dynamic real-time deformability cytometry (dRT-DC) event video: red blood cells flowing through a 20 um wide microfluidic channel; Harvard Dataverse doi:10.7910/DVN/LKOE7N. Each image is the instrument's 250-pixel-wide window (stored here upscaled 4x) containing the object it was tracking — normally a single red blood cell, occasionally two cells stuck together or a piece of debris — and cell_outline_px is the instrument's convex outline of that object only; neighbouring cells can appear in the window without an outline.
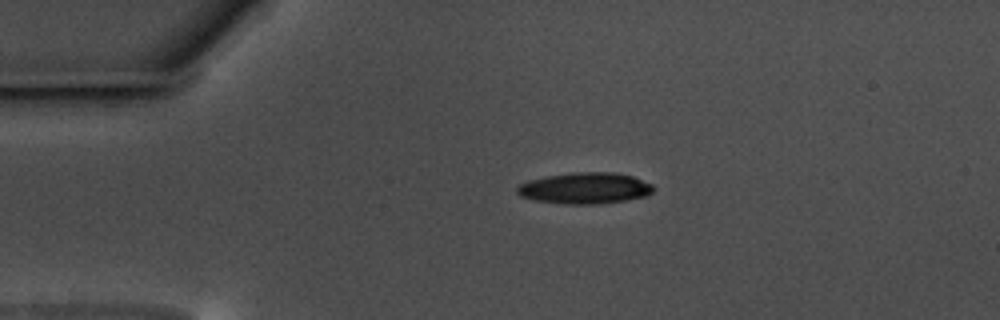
{"species": "common noctule bat (a hibernating species)", "species_latin": "Nyctalus noctula", "temperature_condition": "warm", "stored_images_in_passage": 47, "camera_frame_rate_fps": 3000, "um_per_image_px": 0.085, "animal": {"sex": "male", "body_mass_g": 17.5, "forearm_length_mm": 52.3}, "frame": {"image": 1, "passage_image": 1, "time_ms": 0.0, "image_size_px": [1000, 320], "cell_outline_px": [[656, 188], [648, 196], [624, 200], [596, 204], [568, 204], [532, 200], [520, 196], [516, 192], [516, 188], [520, 184], [528, 180], [544, 176], [572, 172], [616, 172], [632, 176], [652, 184]], "centroid_in_image_um": [49.71, 15.99], "position_along_channel_um": 35.3, "area_um2": 25.03}}
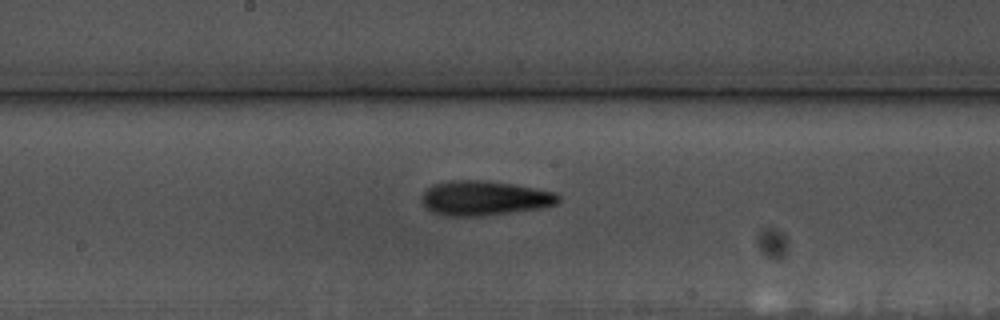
{"frame": {"image": 2, "passage_image": 19, "time_ms": 6.0, "image_size_px": [1000, 320], "cell_outline_px": [[560, 200], [556, 204], [540, 208], [476, 216], [448, 216], [432, 212], [424, 204], [424, 192], [428, 188], [436, 184], [448, 180], [488, 180], [512, 184], [556, 192], [560, 196]], "centroid_in_image_um": [41.2, 16.83], "position_along_channel_um": 207.0, "area_um2": 27.17}}
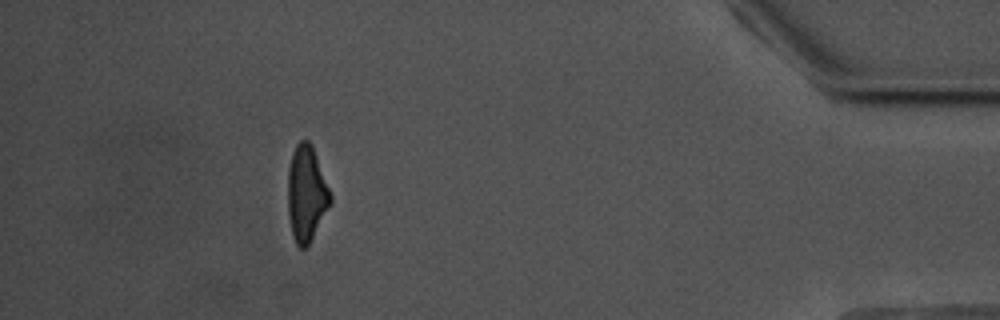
{"frame": {"image": 3, "passage_image": 41, "time_ms": 13.333, "image_size_px": [1000, 320], "cell_outline_px": [[332, 204], [308, 244], [304, 248], [300, 248], [296, 244], [292, 236], [288, 216], [288, 168], [292, 152], [296, 144], [300, 140], [308, 140], [312, 144], [332, 196]], "centroid_in_image_um": [26.04, 16.45], "position_along_channel_um": 409.2, "area_um2": 23.93}, "authors_computed_cell_mechanics": {"area_um2": 24.9696, "velocity_mm_per_s": 3.5256, "shape_relaxation_time_tau1_ms": 4.31, "shape_relaxation_time_tau2_ms": 6.1398, "deformation_change_tau1": 0.1378, "deformation_change_tau2": 0.1927}}